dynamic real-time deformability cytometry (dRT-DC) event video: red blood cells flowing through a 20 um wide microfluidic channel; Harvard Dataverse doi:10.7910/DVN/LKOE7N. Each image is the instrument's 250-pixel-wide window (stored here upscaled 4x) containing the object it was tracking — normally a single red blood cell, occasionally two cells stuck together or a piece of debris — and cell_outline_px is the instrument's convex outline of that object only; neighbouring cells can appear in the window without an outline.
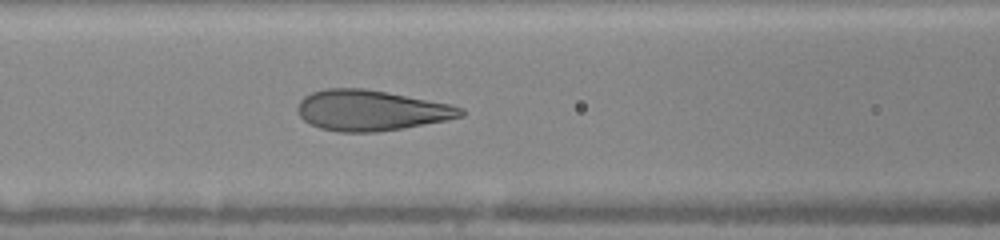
{"species": "human", "species_latin": "Homo sapiens", "temperature_condition": "warm", "stored_images_in_passage": 12, "camera_frame_rate_fps": 3000, "um_per_image_px": 0.085, "donor": {"sex": "female"}, "frame": {"image": 1, "passage_image": 10, "time_ms": 6.667, "image_size_px": [1000, 240], "cell_outline_px": [[464, 116], [448, 120], [404, 128], [376, 132], [340, 132], [320, 128], [304, 120], [296, 112], [296, 108], [300, 100], [304, 96], [312, 92], [324, 88], [364, 88], [388, 92], [452, 104], [464, 108]], "centroid_in_image_um": [31.55, 9.38], "position_along_channel_um": 135.0, "area_um2": 38.9}}
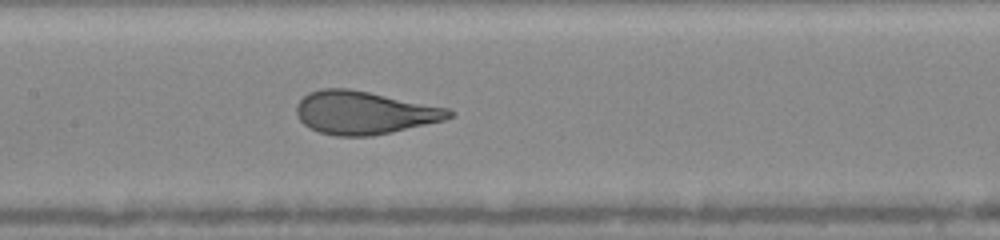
{"frame": {"image": 2, "passage_image": 12, "time_ms": 7.667, "image_size_px": [1000, 240], "cell_outline_px": [[456, 116], [444, 120], [392, 132], [372, 136], [336, 136], [320, 132], [308, 128], [296, 116], [296, 104], [308, 92], [320, 88], [348, 88], [448, 108]], "centroid_in_image_um": [30.92, 9.58], "position_along_channel_um": 176.5, "area_um2": 38.26}}